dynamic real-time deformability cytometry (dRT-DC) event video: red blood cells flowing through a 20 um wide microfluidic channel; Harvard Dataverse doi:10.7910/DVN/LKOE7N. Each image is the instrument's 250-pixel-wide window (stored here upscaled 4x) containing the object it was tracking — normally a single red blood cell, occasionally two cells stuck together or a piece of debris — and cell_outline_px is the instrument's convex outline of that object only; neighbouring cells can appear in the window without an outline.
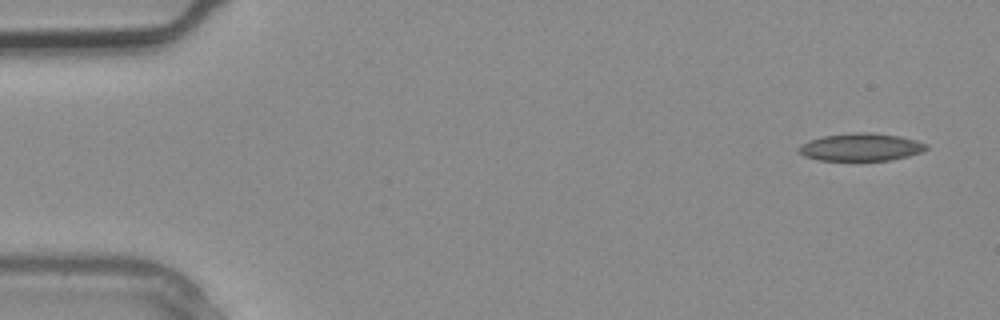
{"species": "common noctule bat (a hibernating species)", "species_latin": "Nyctalus noctula", "temperature_condition": "warm", "stored_images_in_passage": 2, "segment_of_instrument_passage": [2, 2], "camera_frame_rate_fps": 3000, "um_per_image_px": 0.085, "animal": {"sex": "male", "body_mass_g": 20.4}, "frame": {"image": 1, "passage_image": 2, "time_ms": 0.333, "image_size_px": [1000, 320], "cell_outline_px": [[928, 148], [920, 152], [908, 156], [888, 160], [820, 160], [804, 156], [796, 148], [800, 144], [808, 140], [824, 136], [856, 132], [868, 132], [900, 136], [916, 140], [928, 144]], "centroid_in_image_um": [73.16, 12.5], "position_along_channel_um": 11.8, "area_um2": 20.46}}